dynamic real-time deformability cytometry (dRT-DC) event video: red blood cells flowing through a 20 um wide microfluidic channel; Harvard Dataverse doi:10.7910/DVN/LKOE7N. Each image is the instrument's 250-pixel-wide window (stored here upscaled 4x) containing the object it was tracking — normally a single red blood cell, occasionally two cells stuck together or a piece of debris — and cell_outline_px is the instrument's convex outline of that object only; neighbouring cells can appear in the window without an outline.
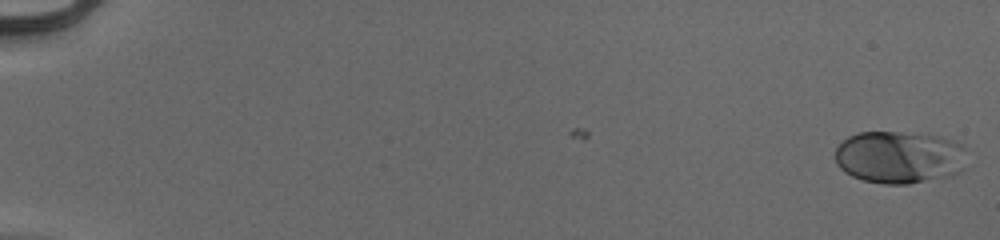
{"species": "human", "species_latin": "Homo sapiens", "temperature_condition": "cold", "stored_images_in_passage": 54, "camera_frame_rate_fps": 3000, "um_per_image_px": 0.085, "donor": {"sex": "male"}, "frame": {"image": 1, "passage_image": 1, "time_ms": 0.0, "image_size_px": [1000, 240], "cell_outline_px": [[964, 168], [960, 172], [948, 176], [908, 184], [884, 184], [864, 180], [852, 176], [844, 172], [836, 164], [836, 148], [848, 136], [860, 132], [896, 132], [936, 136], [960, 144], [964, 148]], "centroid_in_image_um": [76.41, 13.37], "position_along_channel_um": 8.6, "area_um2": 39.94}}
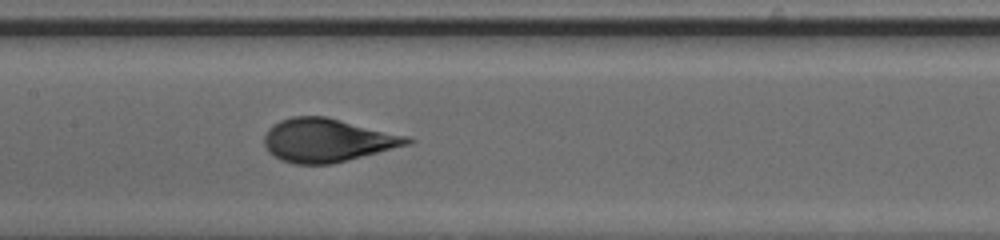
{"frame": {"image": 2, "passage_image": 29, "time_ms": 9.333, "image_size_px": [1000, 240], "cell_outline_px": [[416, 140], [412, 144], [332, 164], [296, 164], [280, 160], [268, 152], [264, 144], [264, 136], [268, 128], [272, 124], [280, 120], [292, 116], [324, 116], [408, 136]], "centroid_in_image_um": [27.81, 11.93], "position_along_channel_um": 179.6, "area_um2": 36.3}}
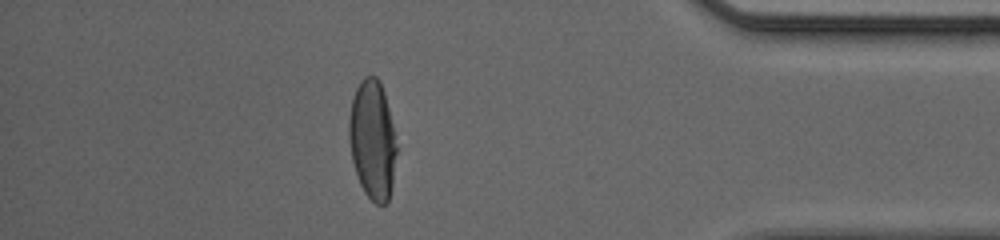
{"frame": {"image": 3, "passage_image": 48, "time_ms": 15.667, "image_size_px": [1000, 240], "cell_outline_px": [[396, 152], [392, 184], [388, 200], [384, 204], [376, 204], [364, 192], [360, 184], [352, 160], [348, 136], [348, 120], [352, 100], [356, 88], [360, 80], [364, 76], [376, 76], [380, 80], [384, 92], [392, 124], [396, 148]], "centroid_in_image_um": [31.63, 11.86], "position_along_channel_um": 403.6, "area_um2": 32.77}, "authors_computed_cell_mechanics": {"area_um2": 35.8649, "velocity_mm_per_s": 3.9822, "shape_relaxation_time_tau1_ms": 3.5773, "shape_relaxation_time_tau2_ms": null, "deformation_change_tau1": 0.1896, "deformation_change_tau2": null}}